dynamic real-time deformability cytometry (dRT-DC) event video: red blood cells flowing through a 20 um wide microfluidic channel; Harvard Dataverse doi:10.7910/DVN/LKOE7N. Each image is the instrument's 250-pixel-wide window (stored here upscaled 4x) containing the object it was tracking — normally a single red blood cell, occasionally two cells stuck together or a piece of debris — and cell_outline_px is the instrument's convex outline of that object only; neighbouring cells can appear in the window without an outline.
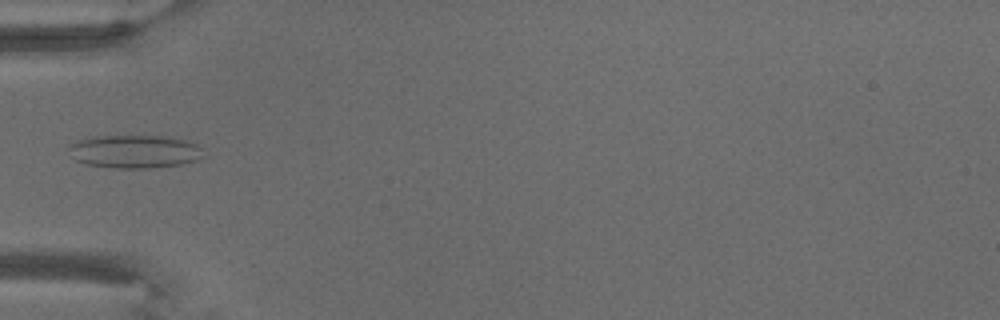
{"species": "common noctule bat (a hibernating species)", "species_latin": "Nyctalus noctula", "temperature_condition": "warm", "stored_images_in_passage": 10, "camera_frame_rate_fps": 3000, "um_per_image_px": 0.085, "animal": {"sex": "male", "body_mass_g": 18.8}, "frame": {"image": 1, "passage_image": 7, "time_ms": 7.333, "image_size_px": [1000, 320], "cell_outline_px": [[208, 156], [196, 160], [180, 164], [148, 168], [116, 168], [88, 164], [76, 160], [68, 148], [72, 144], [80, 140], [92, 136], [160, 136], [184, 140], [196, 144]], "centroid_in_image_um": [11.48, 12.88], "position_along_channel_um": 73.5, "area_um2": 25.72}}
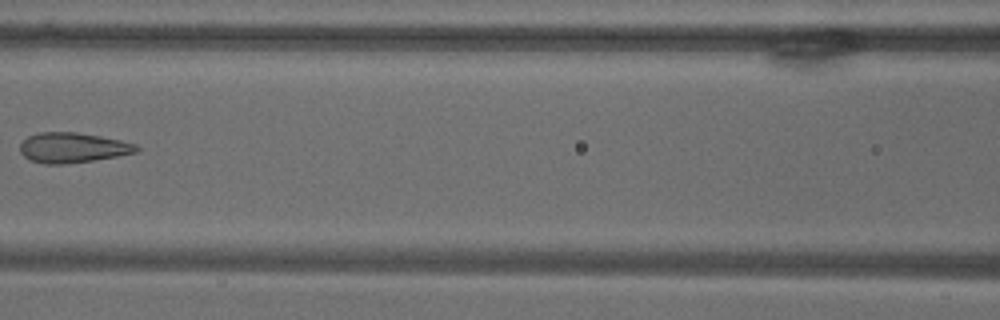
{"frame": {"image": 2, "passage_image": 9, "time_ms": 10.333, "image_size_px": [1000, 320], "cell_outline_px": [[140, 148], [136, 152], [116, 156], [92, 160], [64, 164], [44, 164], [28, 160], [20, 152], [20, 144], [28, 136], [40, 132], [76, 132], [100, 136], [120, 140], [136, 144]], "centroid_in_image_um": [6.14, 12.55], "position_along_channel_um": 160.5, "area_um2": 20.35}}